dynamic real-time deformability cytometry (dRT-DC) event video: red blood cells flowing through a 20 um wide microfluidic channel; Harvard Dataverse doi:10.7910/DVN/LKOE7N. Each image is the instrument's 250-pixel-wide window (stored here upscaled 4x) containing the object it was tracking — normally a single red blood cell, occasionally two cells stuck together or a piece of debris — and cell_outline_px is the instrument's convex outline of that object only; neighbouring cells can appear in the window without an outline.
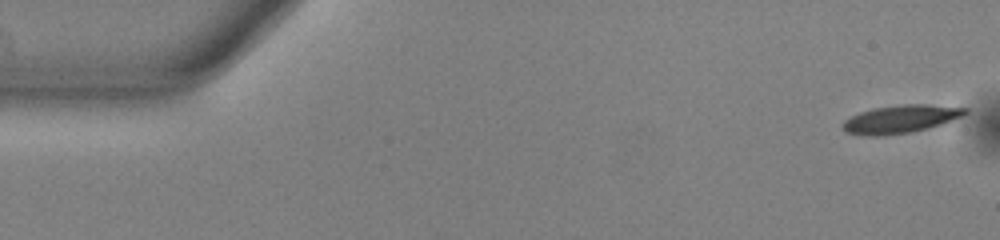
{"species": "common noctule bat (a hibernating species)", "species_latin": "Nyctalus noctula", "temperature_condition": "warm", "stored_images_in_passage": 53, "camera_frame_rate_fps": 3000, "um_per_image_px": 0.085, "animal": {"sex": "male", "body_mass_g": 13.0, "forearm_length_mm": 53.1}, "frame": {"image": 1, "passage_image": 1, "time_ms": 0.0, "image_size_px": [1000, 240], "cell_outline_px": [[968, 112], [960, 116], [940, 124], [928, 128], [912, 132], [884, 136], [860, 136], [844, 132], [840, 128], [840, 124], [844, 120], [860, 112], [872, 108], [904, 104], [928, 104], [968, 108]], "centroid_in_image_um": [76.45, 10.14], "position_along_channel_um": 8.5, "area_um2": 20.17}}
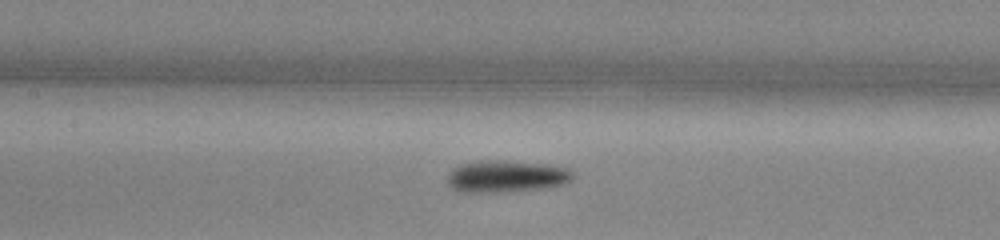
{"frame": {"image": 2, "passage_image": 24, "time_ms": 7.667, "image_size_px": [1000, 240], "cell_outline_px": [[576, 176], [572, 180], [564, 184], [540, 188], [500, 192], [456, 192], [448, 184], [448, 172], [452, 168], [460, 164], [480, 160], [496, 160], [548, 164], [568, 168]], "centroid_in_image_um": [43.01, 14.98], "position_along_channel_um": 164.4, "area_um2": 23.52}}
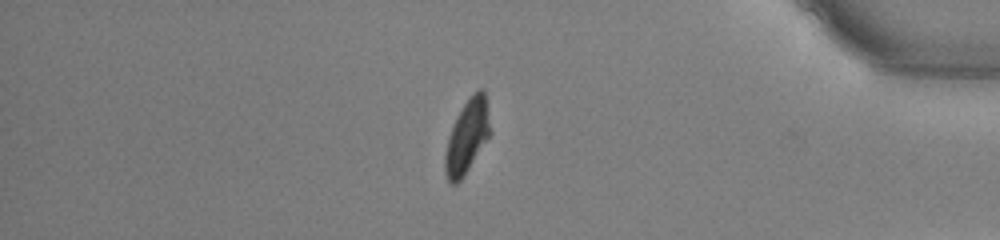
{"frame": {"image": 3, "passage_image": 45, "time_ms": 14.667, "image_size_px": [1000, 240], "cell_outline_px": [[492, 132], [460, 180], [456, 184], [452, 184], [448, 180], [444, 172], [444, 152], [448, 136], [456, 116], [472, 92], [480, 88], [484, 88]], "centroid_in_image_um": [39.69, 11.56], "position_along_channel_um": 395.5, "area_um2": 19.42}}